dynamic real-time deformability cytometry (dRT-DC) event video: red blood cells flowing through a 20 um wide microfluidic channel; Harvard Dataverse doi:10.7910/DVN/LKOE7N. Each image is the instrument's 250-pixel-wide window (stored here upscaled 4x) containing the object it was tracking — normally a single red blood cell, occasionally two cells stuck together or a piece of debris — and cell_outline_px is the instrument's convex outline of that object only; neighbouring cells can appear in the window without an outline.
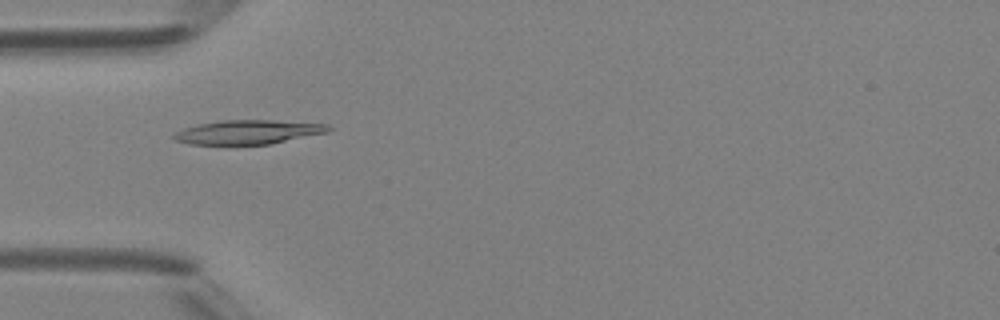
{"species": "Egyptian fruit bat (a non-hibernating species)", "species_latin": "Rousettus aegyptiacus", "temperature_condition": "room temperature", "stored_images_in_passage": 4, "camera_frame_rate_fps": 3000, "um_per_image_px": 0.085, "animal": {"sex": "female"}, "frame": {"image": 1, "passage_image": 4, "time_ms": 3.333, "image_size_px": [1000, 320], "cell_outline_px": [[332, 128], [328, 132], [272, 144], [188, 144], [176, 140], [172, 136], [176, 132], [184, 128], [200, 124], [220, 120], [272, 120], [328, 124]], "centroid_in_image_um": [21.12, 11.22], "position_along_channel_um": 63.9, "area_um2": 21.62}}